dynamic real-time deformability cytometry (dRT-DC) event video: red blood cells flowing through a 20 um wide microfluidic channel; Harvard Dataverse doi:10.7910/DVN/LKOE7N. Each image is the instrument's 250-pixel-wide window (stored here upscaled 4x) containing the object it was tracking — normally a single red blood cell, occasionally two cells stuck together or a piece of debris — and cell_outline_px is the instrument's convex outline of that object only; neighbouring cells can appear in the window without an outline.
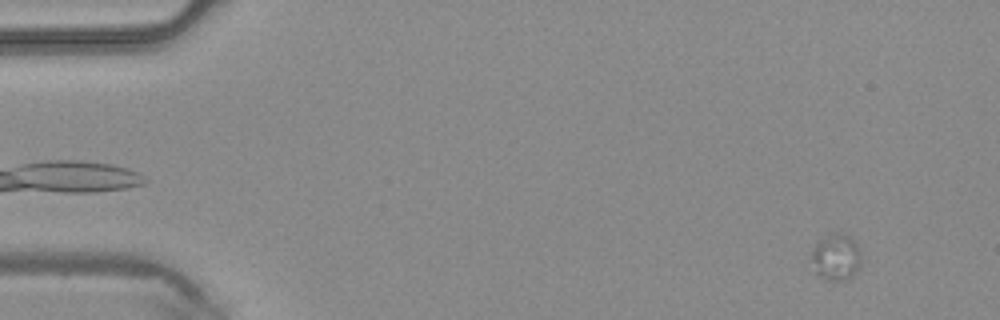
{"species": "common noctule bat (a hibernating species)", "species_latin": "Nyctalus noctula", "temperature_condition": "warm", "stored_images_in_passage": 4, "camera_frame_rate_fps": 3000, "um_per_image_px": 0.085, "animal": {"sex": "male", "body_mass_g": 20.4}, "frame": {"image": 1, "passage_image": 1, "time_ms": 0.0, "image_size_px": [1000, 320], "cell_outline_px": [[860, 264], [856, 272], [848, 280], [828, 280], [820, 276], [816, 272], [808, 256], [812, 248], [820, 240], [836, 232], [840, 232], [856, 240], [860, 248]], "centroid_in_image_um": [71.06, 21.85], "position_along_channel_um": 13.9, "area_um2": 13.7}}